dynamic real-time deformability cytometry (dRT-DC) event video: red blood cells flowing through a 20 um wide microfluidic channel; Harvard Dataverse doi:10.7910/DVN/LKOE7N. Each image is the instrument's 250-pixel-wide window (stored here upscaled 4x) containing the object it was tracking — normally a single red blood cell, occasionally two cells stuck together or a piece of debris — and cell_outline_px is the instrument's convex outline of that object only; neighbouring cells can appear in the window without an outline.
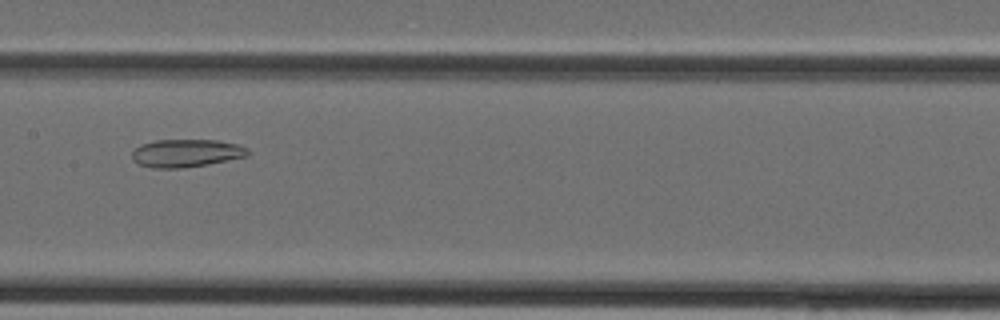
{"species": "Egyptian fruit bat (a non-hibernating species)", "species_latin": "Rousettus aegyptiacus", "temperature_condition": "cold", "stored_images_in_passage": 40, "camera_frame_rate_fps": 3000, "um_per_image_px": 0.085, "animal": {"sex": "female"}, "frame": {"image": 1, "passage_image": 20, "time_ms": 6.333, "image_size_px": [1000, 320], "cell_outline_px": [[248, 156], [208, 164], [184, 168], [152, 168], [136, 164], [132, 160], [132, 152], [140, 144], [156, 140], [216, 140], [236, 144], [248, 148]], "centroid_in_image_um": [15.78, 13.02], "position_along_channel_um": 191.6, "area_um2": 18.9}}
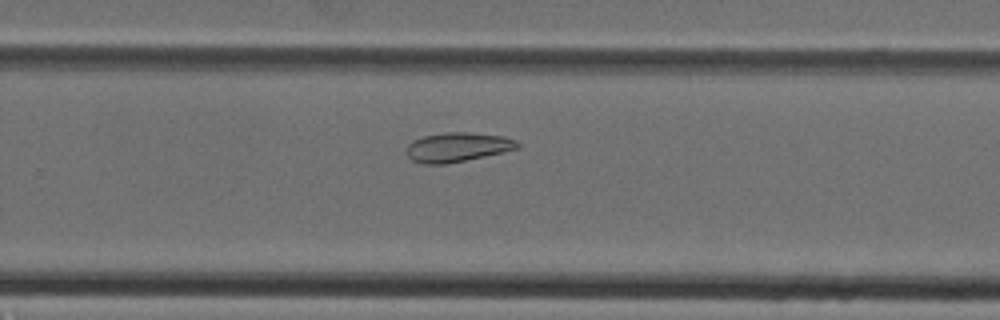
{"frame": {"image": 2, "passage_image": 26, "time_ms": 8.333, "image_size_px": [1000, 320], "cell_outline_px": [[520, 148], [504, 152], [444, 164], [424, 164], [412, 160], [408, 156], [408, 144], [412, 140], [424, 136], [444, 132], [468, 132], [504, 136], [516, 140], [520, 144]], "centroid_in_image_um": [38.91, 12.5], "position_along_channel_um": 290.9, "area_um2": 18.9}}
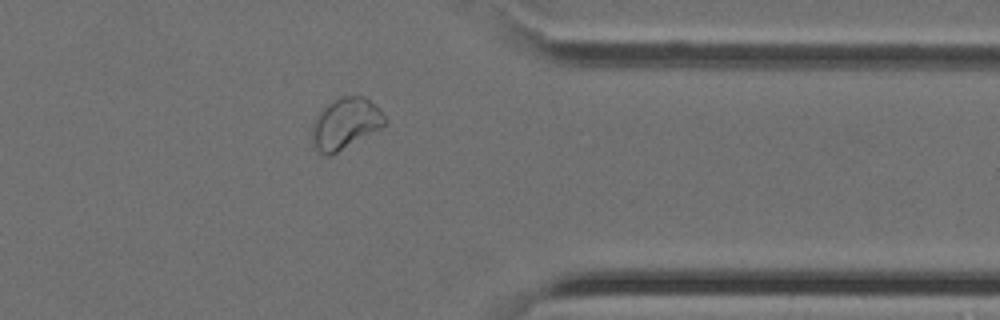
{"frame": {"image": 3, "passage_image": 32, "time_ms": 10.333, "image_size_px": [1000, 320], "cell_outline_px": [[388, 120], [380, 128], [336, 152], [328, 156], [320, 152], [312, 144], [312, 124], [316, 116], [328, 104], [340, 96], [364, 96], [380, 108]], "centroid_in_image_um": [29.36, 10.47], "position_along_channel_um": 382.0, "area_um2": 21.33}}